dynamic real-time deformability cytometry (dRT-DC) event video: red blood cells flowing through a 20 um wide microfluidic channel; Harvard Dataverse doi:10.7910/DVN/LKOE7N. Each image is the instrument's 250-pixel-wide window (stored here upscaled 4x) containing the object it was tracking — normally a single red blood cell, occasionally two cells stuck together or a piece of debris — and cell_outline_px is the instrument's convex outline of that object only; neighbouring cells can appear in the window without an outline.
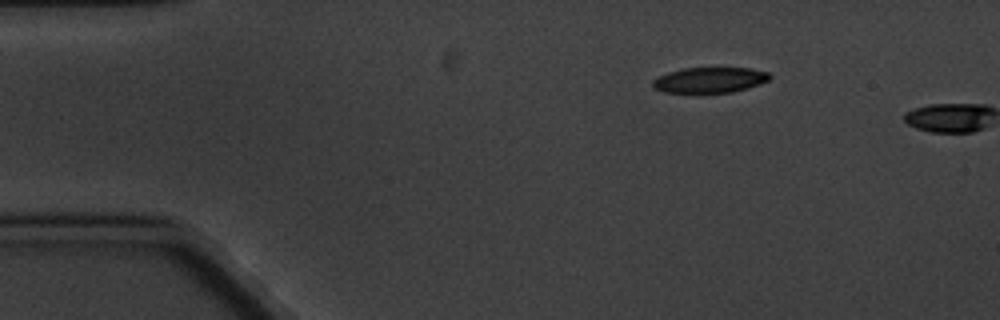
{"species": "common noctule bat (a hibernating species)", "species_latin": "Nyctalus noctula", "temperature_condition": "cold", "stored_images_in_passage": 5, "camera_frame_rate_fps": 3000, "um_per_image_px": 0.085, "animal": {"sex": "male", "body_mass_g": 20.1, "forearm_length_mm": 53.5}, "frame": {"image": 1, "passage_image": 5, "time_ms": 5.333, "image_size_px": [1000, 320], "cell_outline_px": [[772, 76], [768, 80], [760, 84], [748, 88], [732, 92], [664, 92], [652, 88], [652, 80], [668, 72], [684, 68], [748, 68], [768, 72]], "centroid_in_image_um": [60.33, 6.8], "position_along_channel_um": 24.7, "area_um2": 17.28}}